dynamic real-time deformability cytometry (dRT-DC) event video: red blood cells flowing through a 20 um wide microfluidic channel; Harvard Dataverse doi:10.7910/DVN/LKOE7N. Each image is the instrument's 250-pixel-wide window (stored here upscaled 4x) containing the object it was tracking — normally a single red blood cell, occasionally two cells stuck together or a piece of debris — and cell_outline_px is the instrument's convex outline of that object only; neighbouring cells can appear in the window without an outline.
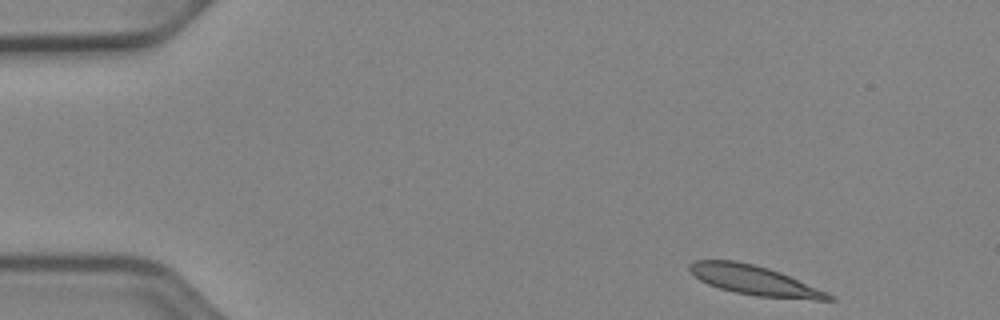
{"species": "Egyptian fruit bat (a non-hibernating species)", "species_latin": "Rousettus aegyptiacus", "temperature_condition": "cold", "stored_images_in_passage": 47, "camera_frame_rate_fps": 3000, "um_per_image_px": 0.085, "animal": {"sex": "female"}, "frame": {"image": 1, "passage_image": 1, "time_ms": 0.0, "image_size_px": [1000, 320], "cell_outline_px": [[836, 300], [816, 300], [756, 296], [736, 292], [720, 288], [708, 284], [700, 280], [688, 268], [688, 264], [696, 260], [736, 260], [768, 268], [780, 272], [828, 292], [836, 296]], "centroid_in_image_um": [64.17, 23.83], "position_along_channel_um": 20.8, "area_um2": 23.87}}
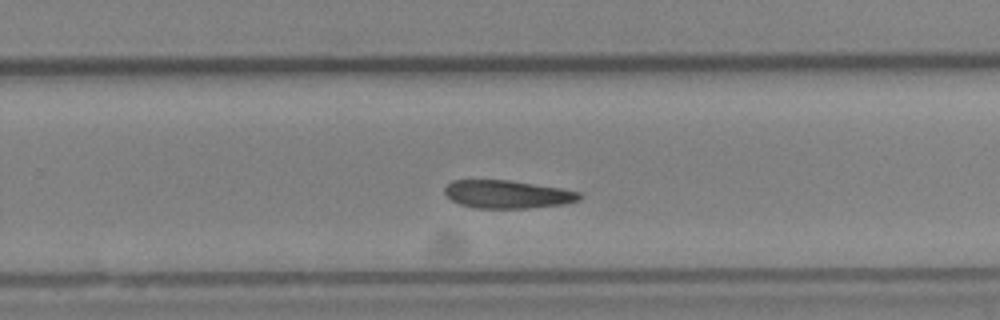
{"frame": {"image": 2, "passage_image": 29, "time_ms": 9.333, "image_size_px": [1000, 320], "cell_outline_px": [[584, 196], [580, 200], [564, 204], [528, 208], [476, 208], [460, 204], [452, 200], [444, 192], [444, 188], [452, 180], [508, 180], [564, 188], [580, 192]], "centroid_in_image_um": [43.18, 16.51], "position_along_channel_um": 286.6, "area_um2": 22.14}}
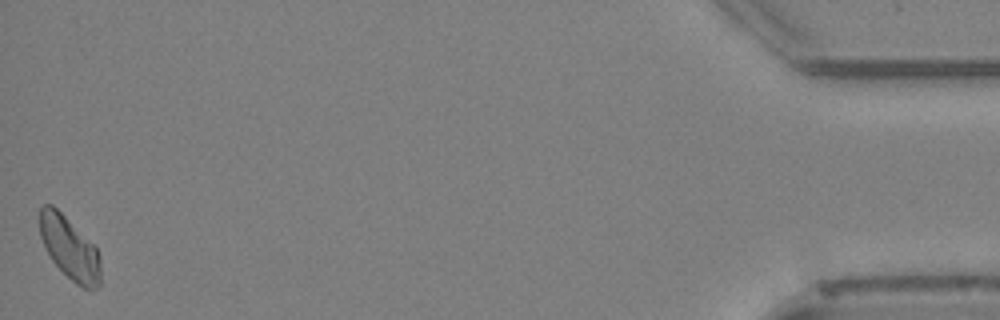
{"frame": {"image": 3, "passage_image": 47, "time_ms": 15.333, "image_size_px": [1000, 320], "cell_outline_px": [[100, 284], [96, 288], [84, 288], [76, 284], [52, 260], [44, 248], [40, 236], [40, 208], [44, 204], [52, 204], [96, 248], [100, 256]], "centroid_in_image_um": [5.9, 21.1], "position_along_channel_um": 429.3, "area_um2": 21.73}, "authors_computed_cell_mechanics": {"area_um2": 22.9466, "velocity_mm_per_s": 3.8877, "shape_relaxation_time_tau1_ms": 11.1392, "shape_relaxation_time_tau2_ms": 11.2392, "deformation_change_tau1": 0.1916, "deformation_change_tau2": 0.153}}